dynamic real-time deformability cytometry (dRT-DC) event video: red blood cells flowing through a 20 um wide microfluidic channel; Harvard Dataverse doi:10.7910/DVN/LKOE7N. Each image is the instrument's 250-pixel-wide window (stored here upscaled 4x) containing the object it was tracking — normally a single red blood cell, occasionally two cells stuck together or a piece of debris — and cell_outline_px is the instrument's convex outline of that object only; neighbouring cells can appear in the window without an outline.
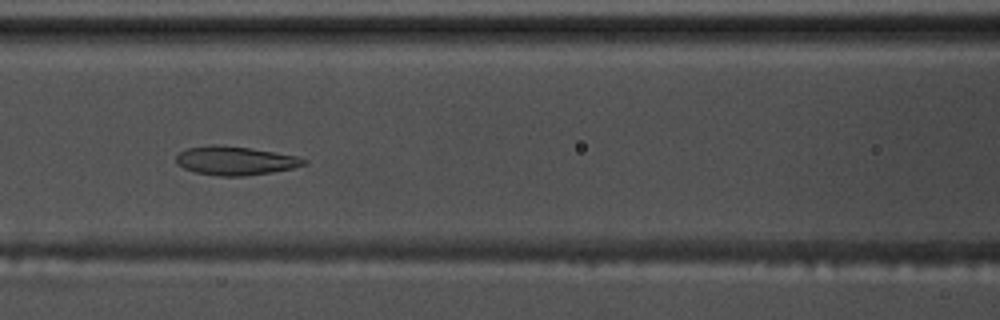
{"species": "common noctule bat (a hibernating species)", "species_latin": "Nyctalus noctula", "temperature_condition": "warm", "stored_images_in_passage": 42, "camera_frame_rate_fps": 3000, "um_per_image_px": 0.085, "animal": {"sex": "male", "body_mass_g": 17.5, "forearm_length_mm": 52.3}, "frame": {"image": 1, "passage_image": 13, "time_ms": 4.0, "image_size_px": [1000, 320], "cell_outline_px": [[308, 164], [292, 168], [272, 172], [244, 176], [216, 176], [196, 172], [184, 168], [176, 164], [176, 156], [184, 148], [208, 144], [212, 144], [252, 148], [296, 156], [308, 160]], "centroid_in_image_um": [19.97, 13.65], "position_along_channel_um": 146.6, "area_um2": 21.56}}
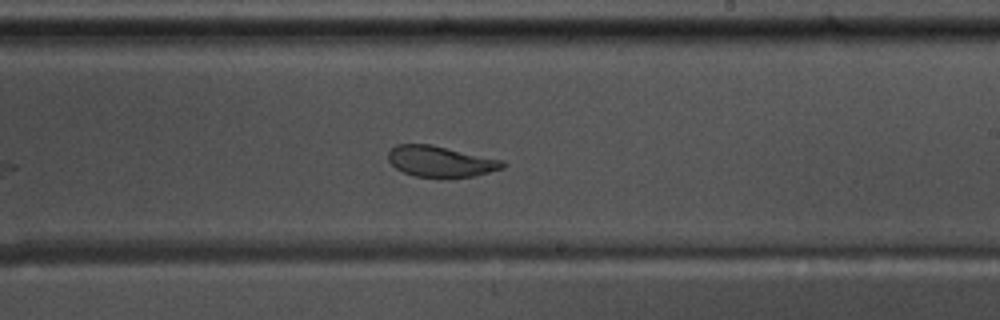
{"frame": {"image": 2, "passage_image": 22, "time_ms": 7.0, "image_size_px": [1000, 320], "cell_outline_px": [[508, 164], [504, 168], [472, 176], [440, 180], [416, 176], [404, 172], [396, 168], [388, 160], [388, 152], [396, 144], [432, 144], [504, 160]], "centroid_in_image_um": [37.48, 13.74], "position_along_channel_um": 251.5, "area_um2": 21.21}}
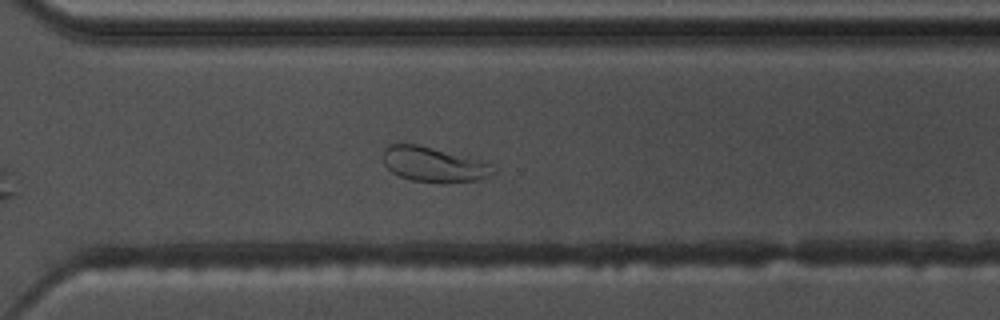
{"frame": {"image": 3, "passage_image": 29, "time_ms": 9.333, "image_size_px": [1000, 320], "cell_outline_px": [[496, 172], [484, 180], [448, 184], [440, 184], [412, 180], [400, 176], [392, 172], [384, 164], [380, 156], [384, 148], [388, 144], [416, 144], [480, 160], [492, 164]], "centroid_in_image_um": [36.88, 14.01], "position_along_channel_um": 333.7, "area_um2": 22.95}, "authors_computed_cell_mechanics": {"area_um2": 22.4553, "velocity_mm_per_s": 3.5159, "shape_relaxation_time_tau1_ms": 7.9466, "shape_relaxation_time_tau2_ms": 1.3494, "deformation_change_tau1": 0.2019, "deformation_change_tau2": 0.072}}